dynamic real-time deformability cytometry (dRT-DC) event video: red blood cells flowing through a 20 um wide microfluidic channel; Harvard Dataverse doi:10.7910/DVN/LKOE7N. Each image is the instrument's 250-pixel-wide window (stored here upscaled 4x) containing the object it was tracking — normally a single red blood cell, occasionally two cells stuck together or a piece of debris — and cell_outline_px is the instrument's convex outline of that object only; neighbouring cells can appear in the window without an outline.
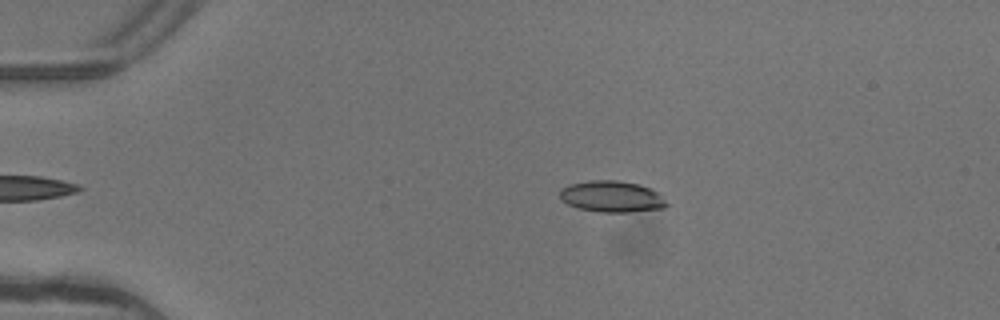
{"species": "common noctule bat (a hibernating species)", "species_latin": "Nyctalus noctula", "temperature_condition": "warm", "stored_images_in_passage": 2, "camera_frame_rate_fps": 3000, "um_per_image_px": 0.085, "animal": {"sex": "female"}, "frame": {"image": 1, "passage_image": 1, "time_ms": 0.0, "image_size_px": [1000, 320], "cell_outline_px": [[668, 204], [664, 208], [628, 212], [600, 212], [580, 208], [568, 204], [560, 200], [560, 188], [568, 184], [592, 180], [616, 180], [640, 184], [652, 188], [660, 192]], "centroid_in_image_um": [52.02, 16.69], "position_along_channel_um": 33.0, "area_um2": 19.71}}